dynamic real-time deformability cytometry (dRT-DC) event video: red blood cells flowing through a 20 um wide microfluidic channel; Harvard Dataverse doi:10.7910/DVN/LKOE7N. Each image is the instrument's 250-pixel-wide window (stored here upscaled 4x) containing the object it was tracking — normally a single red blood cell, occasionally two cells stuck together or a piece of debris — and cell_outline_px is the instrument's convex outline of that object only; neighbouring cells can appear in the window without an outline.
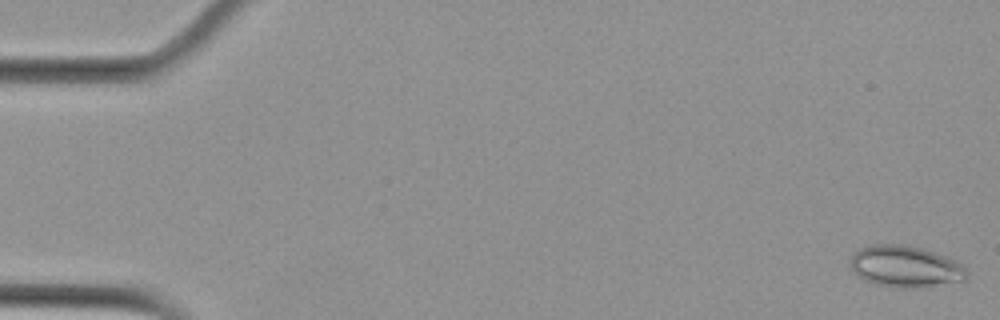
{"species": "Egyptian fruit bat (a non-hibernating species)", "species_latin": "Rousettus aegyptiacus", "temperature_condition": "cold", "stored_images_in_passage": 5, "camera_frame_rate_fps": 3000, "um_per_image_px": 0.085, "animal": {"sex": "female"}, "frame": {"image": 1, "passage_image": 1, "time_ms": 0.0, "image_size_px": [1000, 320], "cell_outline_px": [[968, 280], [920, 288], [900, 288], [876, 284], [864, 280], [848, 264], [852, 256], [860, 248], [872, 244], [904, 244], [920, 248], [956, 260], [968, 268]], "centroid_in_image_um": [77.01, 22.66], "position_along_channel_um": 8.0, "area_um2": 28.38}}